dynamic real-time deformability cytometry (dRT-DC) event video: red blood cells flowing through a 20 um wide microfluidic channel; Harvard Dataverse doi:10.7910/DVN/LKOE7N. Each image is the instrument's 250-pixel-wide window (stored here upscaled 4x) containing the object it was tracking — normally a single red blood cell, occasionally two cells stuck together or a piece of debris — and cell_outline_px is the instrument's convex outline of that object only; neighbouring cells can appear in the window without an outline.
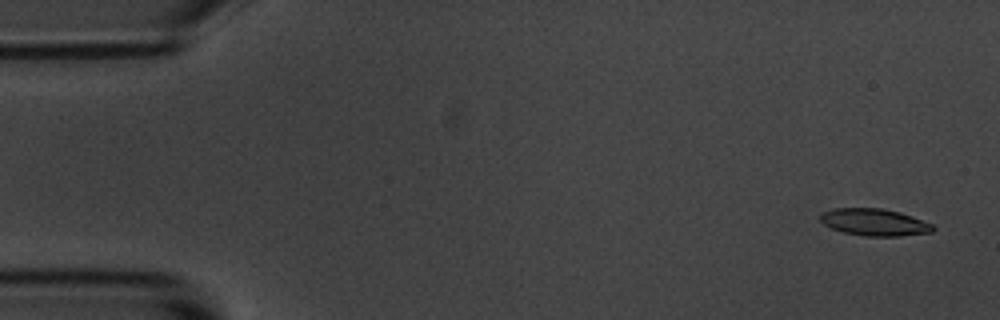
{"species": "common noctule bat (a hibernating species)", "species_latin": "Nyctalus noctula", "temperature_condition": "room temperature", "stored_images_in_passage": 4, "camera_frame_rate_fps": 3000, "um_per_image_px": 0.085, "animal": {"sex": "male", "body_mass_g": 20.1, "forearm_length_mm": 53.5}, "frame": {"image": 1, "passage_image": 1, "time_ms": 0.0, "image_size_px": [1000, 320], "cell_outline_px": [[936, 228], [932, 232], [900, 236], [864, 236], [844, 232], [832, 228], [824, 224], [820, 220], [820, 212], [832, 208], [880, 208], [900, 212], [912, 216], [932, 224]], "centroid_in_image_um": [74.31, 18.88], "position_along_channel_um": 10.7, "area_um2": 17.8}}
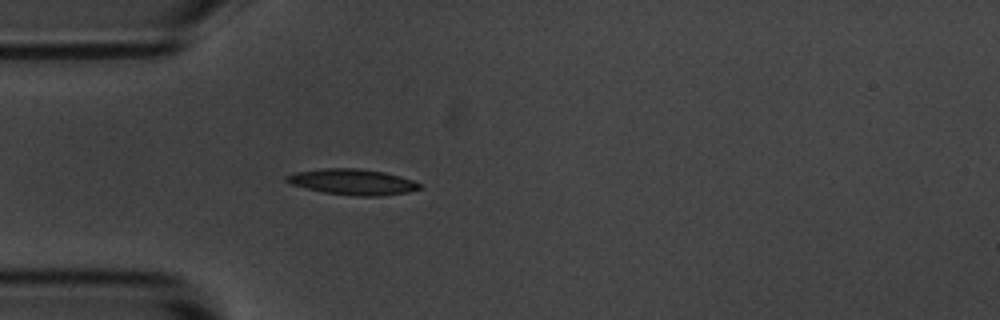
{"frame": {"image": 2, "passage_image": 4, "time_ms": 4.333, "image_size_px": [1000, 320], "cell_outline_px": [[420, 188], [408, 192], [380, 196], [356, 196], [324, 192], [292, 184], [284, 180], [284, 176], [296, 172], [324, 168], [360, 168], [384, 172], [400, 176], [412, 180], [420, 184]], "centroid_in_image_um": [29.96, 15.45], "position_along_channel_um": 55.0, "area_um2": 19.83}}